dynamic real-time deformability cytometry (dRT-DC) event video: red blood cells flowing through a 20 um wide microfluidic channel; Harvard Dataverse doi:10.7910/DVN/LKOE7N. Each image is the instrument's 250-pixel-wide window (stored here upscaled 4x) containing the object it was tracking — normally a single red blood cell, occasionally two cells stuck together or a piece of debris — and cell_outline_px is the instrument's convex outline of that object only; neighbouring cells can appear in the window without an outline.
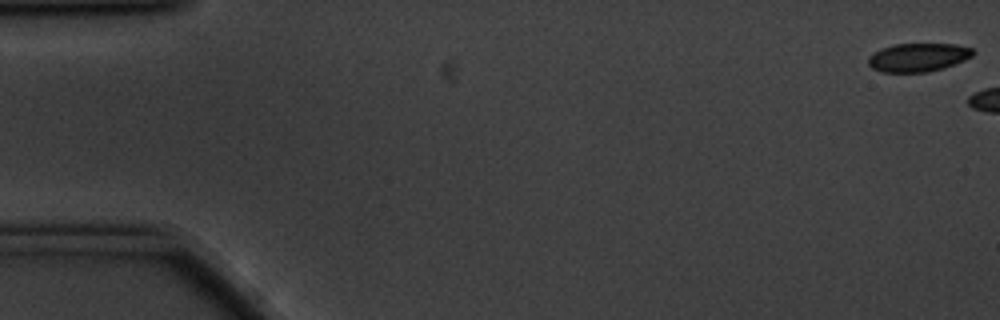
{"species": "common noctule bat (a hibernating species)", "species_latin": "Nyctalus noctula", "temperature_condition": "cold", "stored_images_in_passage": 6, "camera_frame_rate_fps": 3000, "um_per_image_px": 0.085, "animal": {"sex": "male", "body_mass_g": 20.1, "forearm_length_mm": 53.5}, "frame": {"image": 1, "passage_image": 1, "time_ms": 0.0, "image_size_px": [1000, 320], "cell_outline_px": [[976, 52], [972, 56], [964, 60], [928, 72], [880, 72], [872, 68], [868, 64], [868, 56], [892, 44], [956, 44], [972, 48]], "centroid_in_image_um": [78.03, 4.87], "position_along_channel_um": 7.0, "area_um2": 17.22}}